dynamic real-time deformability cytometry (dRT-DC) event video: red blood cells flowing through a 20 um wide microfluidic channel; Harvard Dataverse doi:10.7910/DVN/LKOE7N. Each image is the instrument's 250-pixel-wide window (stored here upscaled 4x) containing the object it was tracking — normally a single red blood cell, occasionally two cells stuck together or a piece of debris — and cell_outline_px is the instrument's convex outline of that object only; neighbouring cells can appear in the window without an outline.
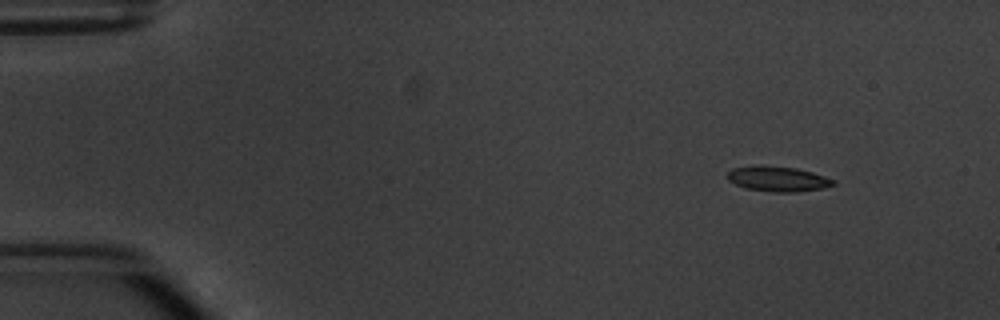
{"species": "common noctule bat (a hibernating species)", "species_latin": "Nyctalus noctula", "temperature_condition": "warm", "stored_images_in_passage": 8, "camera_frame_rate_fps": 3000, "um_per_image_px": 0.085, "animal": {"sex": "male", "body_mass_g": 20.1, "forearm_length_mm": 53.5}, "frame": {"image": 1, "passage_image": 1, "time_ms": 0.0, "image_size_px": [1000, 320], "cell_outline_px": [[836, 184], [824, 188], [796, 192], [772, 192], [748, 188], [736, 184], [728, 180], [724, 176], [732, 168], [796, 168], [812, 172], [836, 180]], "centroid_in_image_um": [66.19, 15.25], "position_along_channel_um": 18.8, "area_um2": 14.8}}
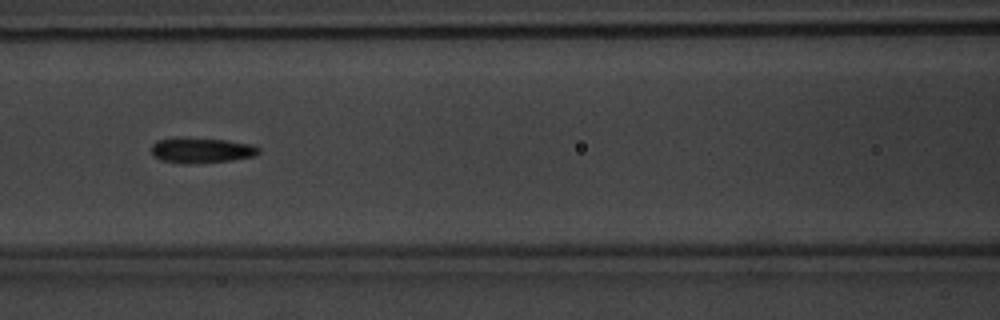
{"frame": {"image": 2, "passage_image": 6, "time_ms": 6.0, "image_size_px": [1000, 320], "cell_outline_px": [[260, 152], [256, 156], [232, 160], [188, 164], [180, 164], [160, 160], [152, 156], [152, 144], [156, 140], [176, 136], [224, 140], [252, 144], [260, 148]], "centroid_in_image_um": [17.07, 12.77], "position_along_channel_um": 149.5, "area_um2": 16.3}}
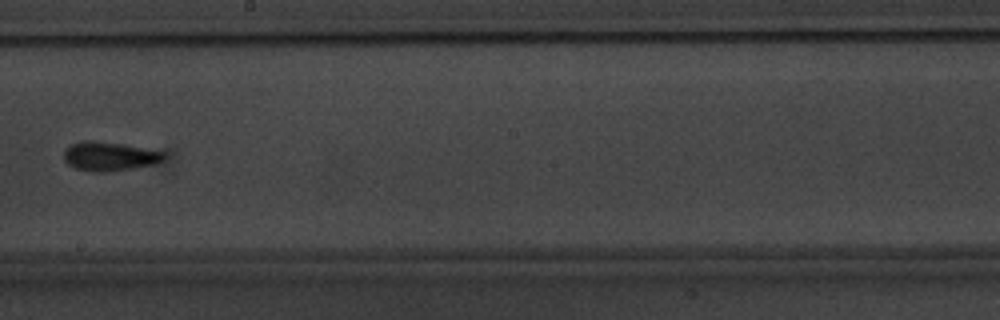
{"frame": {"image": 3, "passage_image": 8, "time_ms": 8.333, "image_size_px": [1000, 320], "cell_outline_px": [[164, 160], [156, 164], [108, 172], [92, 172], [76, 168], [68, 164], [64, 160], [64, 152], [72, 144], [84, 140], [92, 140], [124, 144], [164, 152]], "centroid_in_image_um": [9.31, 13.29], "position_along_channel_um": 238.9, "area_um2": 16.88}}